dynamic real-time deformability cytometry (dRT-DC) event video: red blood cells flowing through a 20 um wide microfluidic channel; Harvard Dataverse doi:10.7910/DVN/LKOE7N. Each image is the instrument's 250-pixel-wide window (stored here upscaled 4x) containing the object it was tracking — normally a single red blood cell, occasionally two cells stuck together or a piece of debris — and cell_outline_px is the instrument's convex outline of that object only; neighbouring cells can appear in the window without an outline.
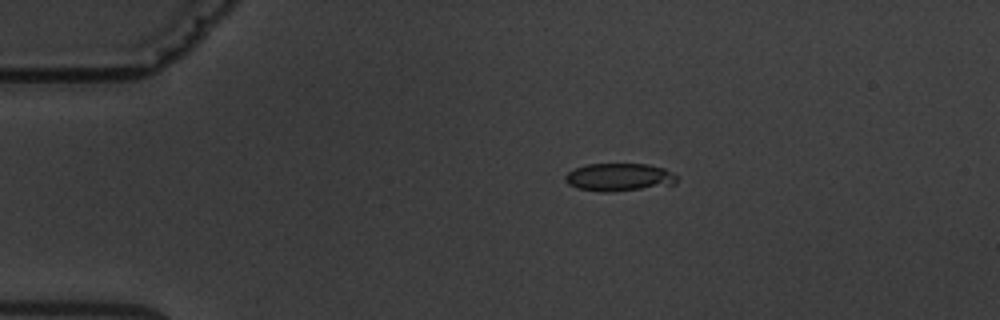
{"species": "common noctule bat (a hibernating species)", "species_latin": "Nyctalus noctula", "temperature_condition": "warm", "stored_images_in_passage": 5, "camera_frame_rate_fps": 3000, "um_per_image_px": 0.085, "animal": {"sex": "male", "body_mass_g": 19.5, "forearm_length_mm": 54.6}, "frame": {"image": 1, "passage_image": 4, "time_ms": 3.667, "image_size_px": [1000, 320], "cell_outline_px": [[680, 180], [676, 184], [604, 192], [600, 192], [576, 188], [568, 184], [564, 180], [564, 176], [568, 172], [576, 168], [588, 164], [648, 164], [664, 168], [676, 176]], "centroid_in_image_um": [52.61, 15.05], "position_along_channel_um": 32.4, "area_um2": 17.98}}